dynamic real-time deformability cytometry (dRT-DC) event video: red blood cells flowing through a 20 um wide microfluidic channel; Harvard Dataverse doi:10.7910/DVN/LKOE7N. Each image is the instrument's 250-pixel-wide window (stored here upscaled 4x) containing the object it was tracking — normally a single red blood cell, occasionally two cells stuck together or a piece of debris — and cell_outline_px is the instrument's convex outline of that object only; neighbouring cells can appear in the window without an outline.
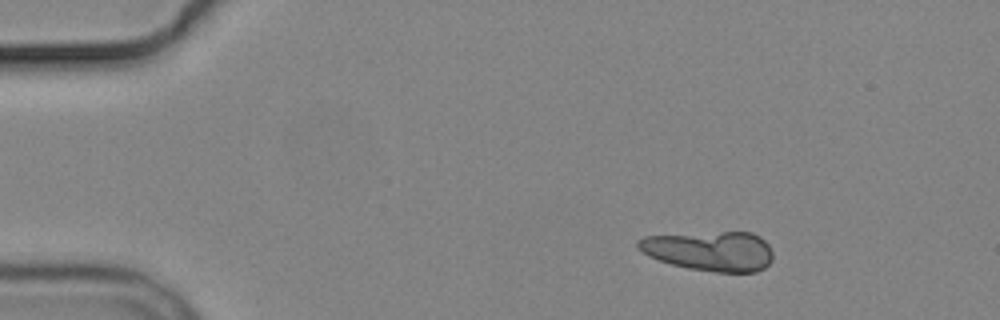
{"species": "common noctule bat (a hibernating species)", "species_latin": "Nyctalus noctula", "temperature_condition": "cold", "stored_images_in_passage": 5, "segment_of_instrument_passage": [1, 2], "camera_frame_rate_fps": 3000, "um_per_image_px": 0.085, "animal": {"sex": "male", "body_mass_g": 19.2, "forearm_length_mm": 51.8}, "frame": {"image": 1, "passage_image": 2, "time_ms": 1.333, "image_size_px": [1000, 320], "cell_outline_px": [[772, 260], [764, 268], [756, 272], [716, 272], [688, 268], [672, 264], [648, 256], [636, 244], [636, 240], [644, 236], [724, 232], [752, 232], [760, 236], [768, 244], [772, 252]], "centroid_in_image_um": [60.37, 21.33], "position_along_channel_um": 24.6, "area_um2": 31.1}}